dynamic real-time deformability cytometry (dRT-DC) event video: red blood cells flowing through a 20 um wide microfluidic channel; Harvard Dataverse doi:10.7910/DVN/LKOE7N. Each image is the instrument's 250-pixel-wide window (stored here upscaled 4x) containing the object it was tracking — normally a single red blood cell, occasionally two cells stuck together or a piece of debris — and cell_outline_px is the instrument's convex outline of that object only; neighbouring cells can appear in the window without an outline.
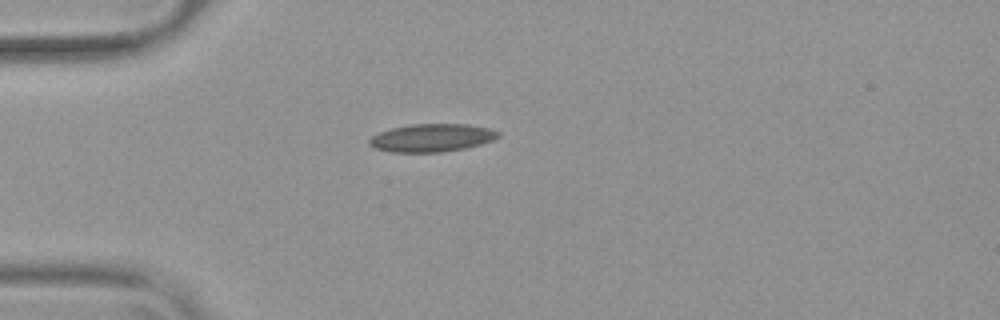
{"species": "common noctule bat (a hibernating species)", "species_latin": "Nyctalus noctula", "temperature_condition": "warm", "stored_images_in_passage": 40, "camera_frame_rate_fps": 3000, "um_per_image_px": 0.085, "animal": {"sex": "female", "body_mass_g": 19.9}, "frame": {"image": 1, "passage_image": 1, "time_ms": 0.0, "image_size_px": [1000, 320], "cell_outline_px": [[500, 136], [492, 140], [480, 144], [464, 148], [444, 152], [388, 152], [372, 148], [368, 144], [368, 140], [372, 136], [380, 132], [392, 128], [408, 124], [468, 124], [488, 128], [500, 132]], "centroid_in_image_um": [36.66, 11.72], "position_along_channel_um": 48.3, "area_um2": 21.1}}
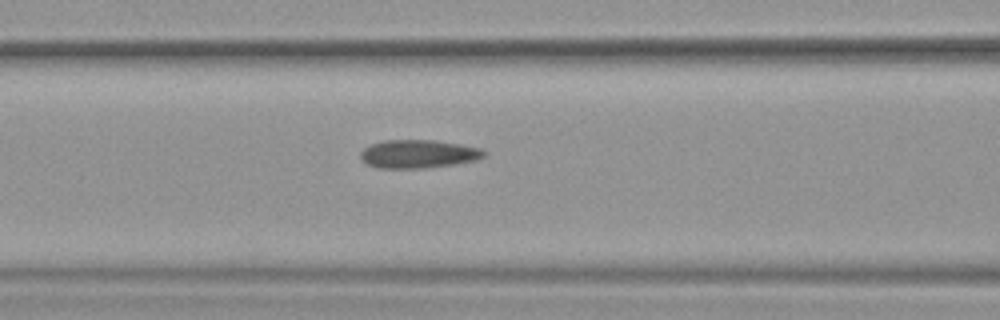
{"frame": {"image": 2, "passage_image": 9, "time_ms": 2.667, "image_size_px": [1000, 320], "cell_outline_px": [[484, 156], [476, 160], [456, 164], [424, 168], [376, 168], [368, 164], [360, 156], [360, 152], [364, 148], [372, 144], [384, 140], [436, 140], [460, 144], [480, 148], [484, 152]], "centroid_in_image_um": [35.55, 13.08], "position_along_channel_um": 131.1, "area_um2": 20.29}}
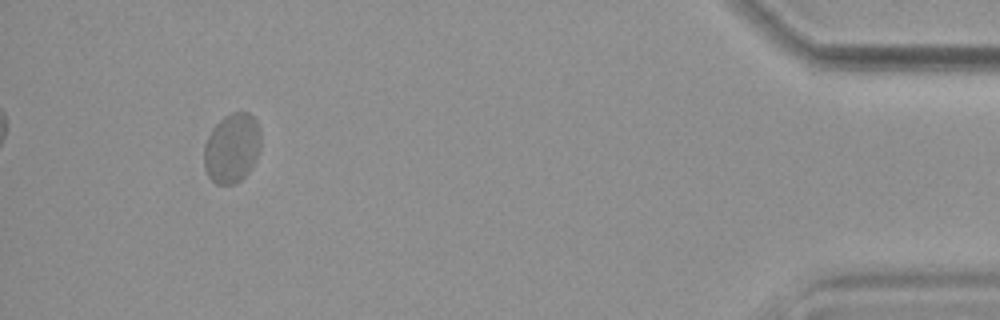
{"frame": {"image": 3, "passage_image": 37, "time_ms": 12.0, "image_size_px": [1000, 320], "cell_outline_px": [[260, 148], [248, 172], [236, 184], [216, 184], [208, 176], [204, 168], [204, 144], [212, 128], [224, 116], [232, 112], [248, 112], [256, 120], [260, 128]], "centroid_in_image_um": [19.7, 12.57], "position_along_channel_um": 415.5, "area_um2": 23.0}}